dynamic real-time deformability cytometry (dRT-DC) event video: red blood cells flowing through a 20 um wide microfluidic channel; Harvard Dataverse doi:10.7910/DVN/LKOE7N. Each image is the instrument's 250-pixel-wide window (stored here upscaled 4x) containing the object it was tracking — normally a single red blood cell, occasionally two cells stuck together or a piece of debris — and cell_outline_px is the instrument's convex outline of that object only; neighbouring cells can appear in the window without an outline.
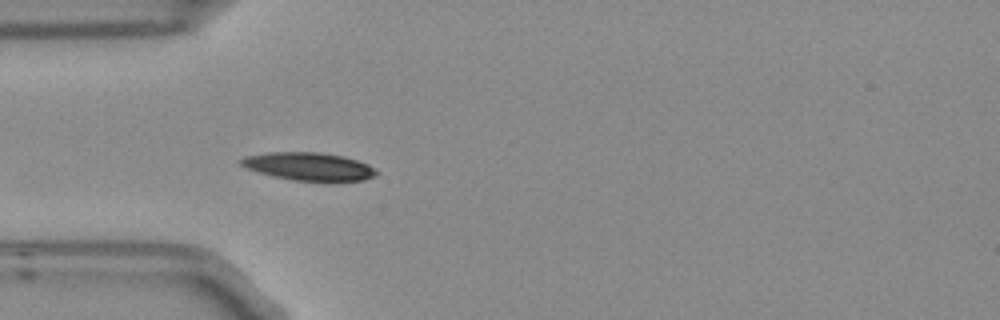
{"species": "Egyptian fruit bat (a non-hibernating species)", "species_latin": "Rousettus aegyptiacus", "temperature_condition": "room temperature", "stored_images_in_passage": 4, "camera_frame_rate_fps": 3000, "um_per_image_px": 0.085, "frame": {"image": 1, "passage_image": 4, "time_ms": 1.0, "image_size_px": [1000, 320], "cell_outline_px": [[380, 172], [376, 176], [364, 180], [292, 180], [260, 172], [248, 168], [240, 164], [236, 160], [244, 156], [268, 152], [320, 152], [344, 156], [368, 164]], "centroid_in_image_um": [26.25, 14.12], "position_along_channel_um": 58.7, "area_um2": 21.85}}